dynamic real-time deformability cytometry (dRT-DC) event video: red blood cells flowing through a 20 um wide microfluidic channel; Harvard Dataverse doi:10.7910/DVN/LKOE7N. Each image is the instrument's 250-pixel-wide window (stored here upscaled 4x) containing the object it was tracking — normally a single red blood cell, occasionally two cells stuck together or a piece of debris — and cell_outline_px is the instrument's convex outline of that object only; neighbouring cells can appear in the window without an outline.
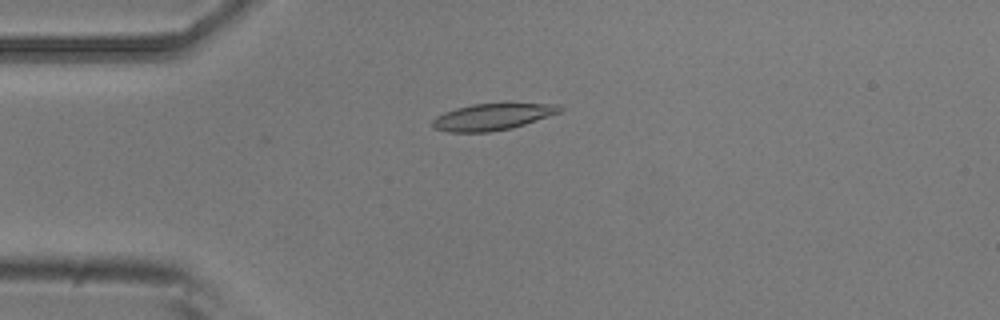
{"species": "common noctule bat (a hibernating species)", "species_latin": "Nyctalus noctula", "temperature_condition": "room temperature", "stored_images_in_passage": 2, "camera_frame_rate_fps": 3000, "um_per_image_px": 0.085, "animal": {"sex": "male", "body_mass_g": 20.5, "forearm_length_mm": 52.5}, "frame": {"image": 1, "passage_image": 2, "time_ms": 0.333, "image_size_px": [1000, 320], "cell_outline_px": [[564, 108], [560, 112], [512, 128], [488, 132], [448, 132], [432, 128], [432, 120], [436, 116], [444, 112], [456, 108], [472, 104], [560, 104]], "centroid_in_image_um": [41.81, 9.94], "position_along_channel_um": 43.2, "area_um2": 19.54}}